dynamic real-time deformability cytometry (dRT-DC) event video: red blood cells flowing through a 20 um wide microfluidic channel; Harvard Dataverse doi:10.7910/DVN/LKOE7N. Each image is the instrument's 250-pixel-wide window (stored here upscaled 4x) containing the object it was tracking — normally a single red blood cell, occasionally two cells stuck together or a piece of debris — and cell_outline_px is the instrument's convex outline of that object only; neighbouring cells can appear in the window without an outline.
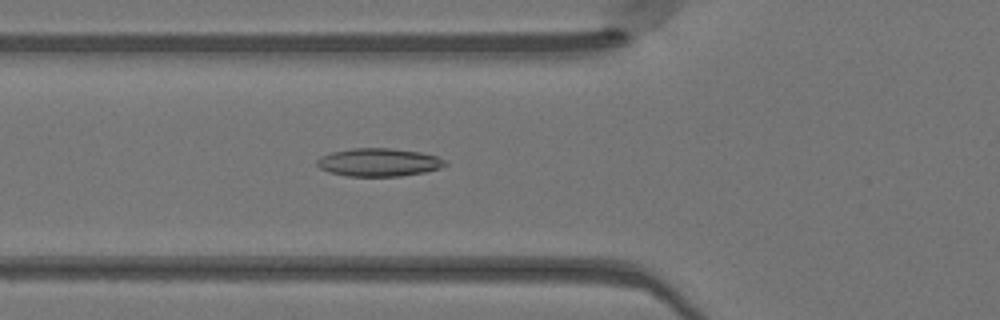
{"species": "Egyptian fruit bat (a non-hibernating species)", "species_latin": "Rousettus aegyptiacus", "temperature_condition": "warm", "stored_images_in_passage": 49, "camera_frame_rate_fps": 3000, "um_per_image_px": 0.085, "animal": {"sex": "female"}, "frame": {"image": 1, "passage_image": 18, "time_ms": 5.667, "image_size_px": [1000, 320], "cell_outline_px": [[448, 164], [440, 168], [424, 172], [400, 176], [348, 176], [328, 172], [320, 168], [316, 164], [316, 160], [320, 156], [328, 152], [352, 148], [388, 148], [420, 152], [436, 156], [448, 160]], "centroid_in_image_um": [32.18, 13.79], "position_along_channel_um": 93.6, "area_um2": 21.15}}
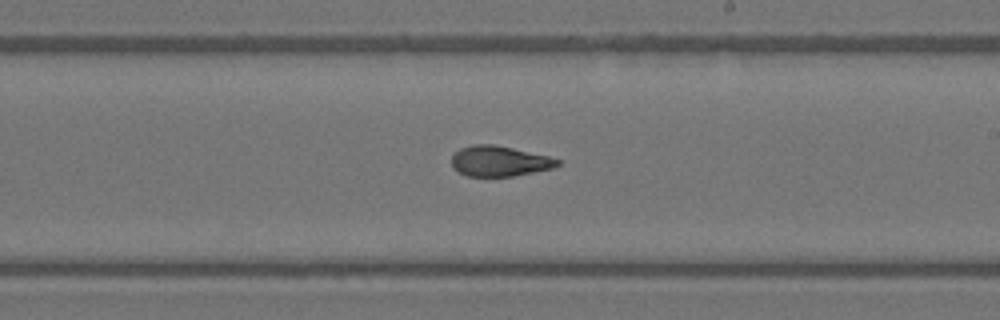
{"frame": {"image": 2, "passage_image": 29, "time_ms": 9.333, "image_size_px": [1000, 320], "cell_outline_px": [[560, 164], [552, 168], [512, 176], [468, 176], [452, 168], [452, 156], [460, 148], [472, 144], [492, 144], [512, 148], [548, 156], [560, 160]], "centroid_in_image_um": [42.42, 13.69], "position_along_channel_um": 246.6, "area_um2": 18.55}}
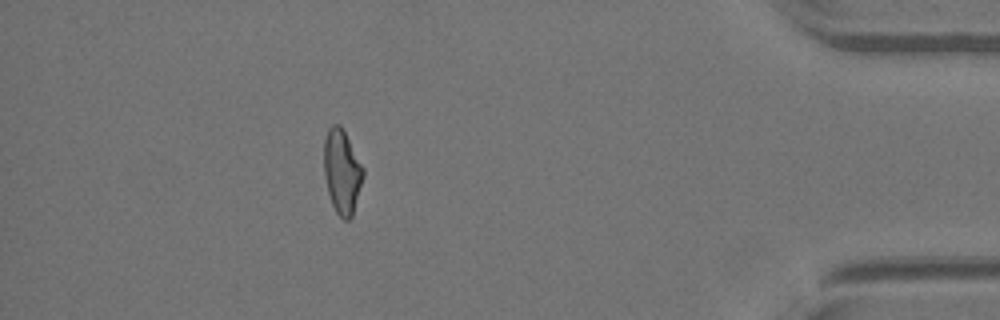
{"frame": {"image": 3, "passage_image": 44, "time_ms": 14.333, "image_size_px": [1000, 320], "cell_outline_px": [[364, 176], [352, 216], [348, 220], [344, 220], [336, 212], [332, 204], [328, 192], [324, 176], [324, 140], [328, 128], [332, 124], [340, 124], [364, 168]], "centroid_in_image_um": [29.06, 14.58], "position_along_channel_um": 406.1, "area_um2": 19.19}, "authors_computed_cell_mechanics": {"area_um2": 19.7098, "velocity_mm_per_s": 4.1487, "shape_relaxation_time_tau1_ms": null, "shape_relaxation_time_tau2_ms": 1.682, "deformation_change_tau1": null, "deformation_change_tau2": 0.0902}}